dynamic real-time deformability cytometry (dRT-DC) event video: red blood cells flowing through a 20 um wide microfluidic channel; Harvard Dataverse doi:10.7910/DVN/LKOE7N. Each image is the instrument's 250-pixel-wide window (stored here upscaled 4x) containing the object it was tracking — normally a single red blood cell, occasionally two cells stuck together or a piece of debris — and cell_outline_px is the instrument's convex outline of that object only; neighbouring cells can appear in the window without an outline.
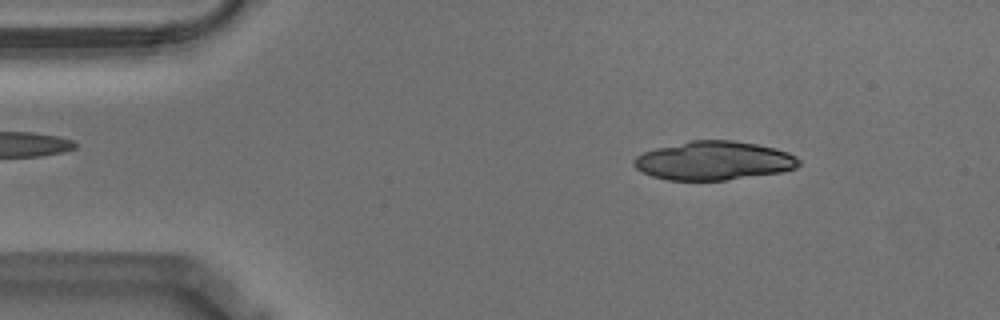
{"species": "Egyptian fruit bat (a non-hibernating species)", "species_latin": "Rousettus aegyptiacus", "temperature_condition": "warm", "stored_images_in_passage": 16, "camera_frame_rate_fps": 3000, "um_per_image_px": 0.085, "animal": {"sex": "male"}, "frame": {"image": 1, "passage_image": 2, "time_ms": 0.333, "image_size_px": [1000, 320], "cell_outline_px": [[800, 164], [796, 168], [780, 172], [724, 180], [668, 180], [652, 176], [640, 172], [632, 164], [632, 160], [636, 156], [644, 152], [656, 148], [692, 140], [732, 140], [756, 144], [776, 148], [788, 152], [796, 156], [800, 160]], "centroid_in_image_um": [60.66, 13.66], "position_along_channel_um": 24.3, "area_um2": 37.28}}